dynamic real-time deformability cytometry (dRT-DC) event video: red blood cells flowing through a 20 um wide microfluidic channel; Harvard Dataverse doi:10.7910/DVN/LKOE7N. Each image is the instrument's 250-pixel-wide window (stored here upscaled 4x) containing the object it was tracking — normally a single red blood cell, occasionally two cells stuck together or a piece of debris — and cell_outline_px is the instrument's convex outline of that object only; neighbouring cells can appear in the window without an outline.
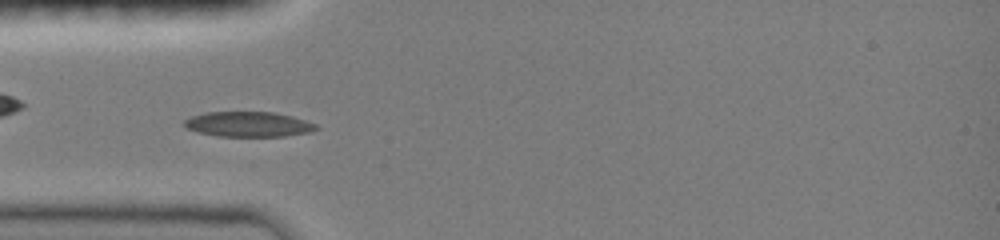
{"species": "common noctule bat (a hibernating species)", "species_latin": "Nyctalus noctula", "temperature_condition": "room temperature", "stored_images_in_passage": 11, "camera_frame_rate_fps": 3000, "um_per_image_px": 0.085, "animal": {"sex": "female", "body_mass_g": 19.0, "forearm_length_mm": 51.5}, "frame": {"image": 1, "passage_image": 10, "time_ms": 3.0, "image_size_px": [1000, 240], "cell_outline_px": [[320, 128], [312, 132], [284, 136], [216, 136], [196, 132], [188, 128], [184, 124], [184, 120], [192, 116], [204, 112], [272, 112], [292, 116], [316, 124]], "centroid_in_image_um": [21.12, 10.56], "position_along_channel_um": 63.9, "area_um2": 19.31}}